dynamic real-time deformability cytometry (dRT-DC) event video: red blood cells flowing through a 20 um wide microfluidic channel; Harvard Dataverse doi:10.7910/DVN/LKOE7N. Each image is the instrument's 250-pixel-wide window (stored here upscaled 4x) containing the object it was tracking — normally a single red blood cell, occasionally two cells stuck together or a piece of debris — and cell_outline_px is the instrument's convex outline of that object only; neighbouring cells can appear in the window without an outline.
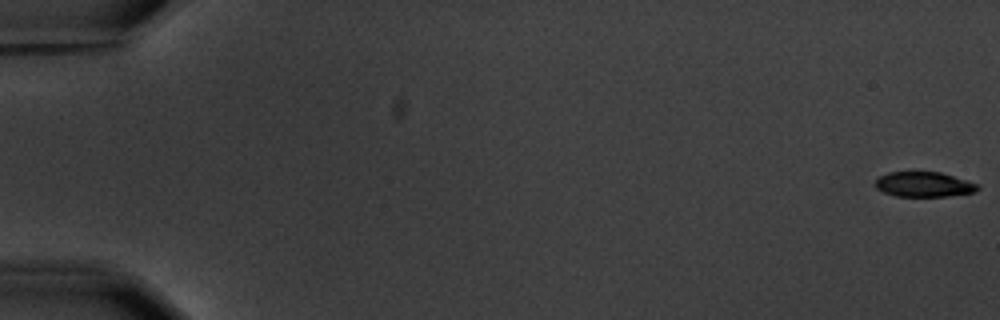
{"species": "common noctule bat (a hibernating species)", "species_latin": "Nyctalus noctula", "temperature_condition": "warm", "stored_images_in_passage": 6, "camera_frame_rate_fps": 3000, "um_per_image_px": 0.085, "animal": {"sex": "male", "body_mass_g": 20.1, "forearm_length_mm": 53.5}, "frame": {"image": 1, "passage_image": 1, "time_ms": 0.0, "image_size_px": [1000, 320], "cell_outline_px": [[980, 188], [972, 192], [948, 196], [896, 196], [884, 192], [876, 188], [876, 180], [880, 176], [888, 172], [912, 168], [940, 172], [980, 184]], "centroid_in_image_um": [78.5, 15.61], "position_along_channel_um": 6.5, "area_um2": 15.55}}
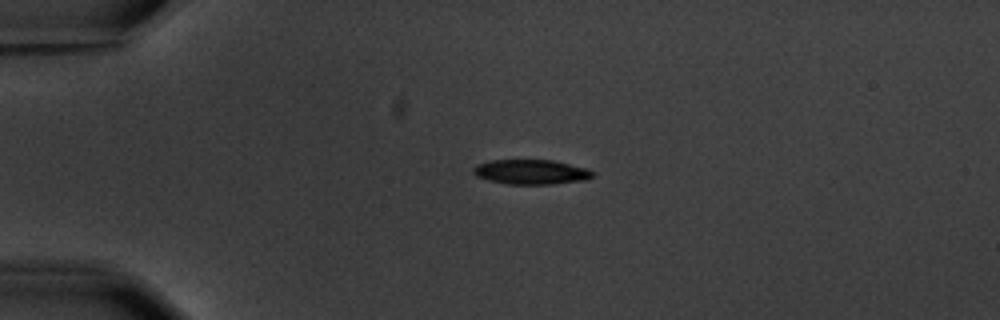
{"frame": {"image": 2, "passage_image": 5, "time_ms": 4.667, "image_size_px": [1000, 320], "cell_outline_px": [[596, 172], [592, 176], [584, 180], [552, 184], [508, 184], [488, 180], [476, 176], [472, 172], [472, 168], [476, 164], [492, 160], [552, 160], [588, 168]], "centroid_in_image_um": [45.13, 14.61], "position_along_channel_um": 39.9, "area_um2": 17.28}}